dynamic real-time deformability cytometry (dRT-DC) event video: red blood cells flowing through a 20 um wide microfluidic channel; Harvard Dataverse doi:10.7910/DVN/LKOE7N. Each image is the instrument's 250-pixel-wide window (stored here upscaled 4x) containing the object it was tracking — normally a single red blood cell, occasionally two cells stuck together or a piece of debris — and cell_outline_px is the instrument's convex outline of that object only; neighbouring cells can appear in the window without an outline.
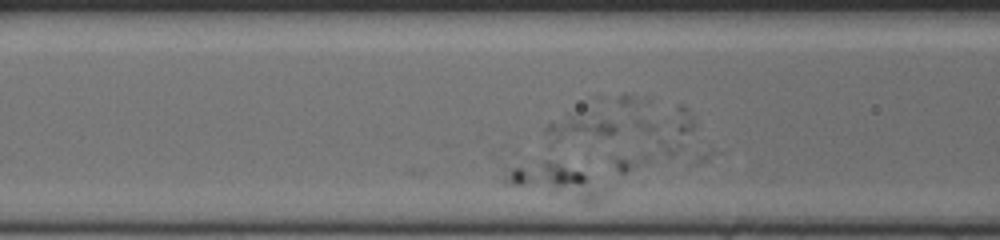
{"species": "human", "species_latin": "Homo sapiens", "temperature_condition": "cold", "stored_images_in_passage": 47, "camera_frame_rate_fps": 3000, "um_per_image_px": 0.085, "donor": {"sex": "female"}, "frame": {"image": 1, "passage_image": 8, "time_ms": 2.333, "image_size_px": [1000, 240], "cell_outline_px": [[616, 132], [608, 192], [596, 204], [588, 204], [516, 184], [504, 180], [508, 172], [544, 128], [548, 124], [568, 116], [592, 112], [616, 124]], "centroid_in_image_um": [48.41, 13.51], "position_along_channel_um": 118.2, "area_um2": 49.71}}
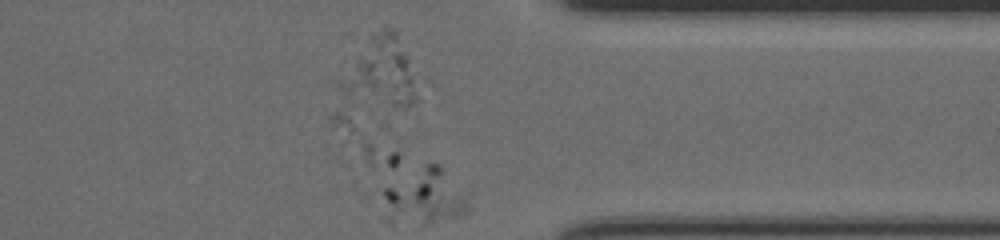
{"frame": {"image": 2, "passage_image": 34, "time_ms": 11.0, "image_size_px": [1000, 240], "cell_outline_px": [[472, 208], [468, 212], [456, 216], [424, 224], [388, 224], [380, 216], [380, 192], [384, 188], [424, 164], [440, 164]], "centroid_in_image_um": [35.89, 16.81], "position_along_channel_um": 375.5, "area_um2": 28.15}}
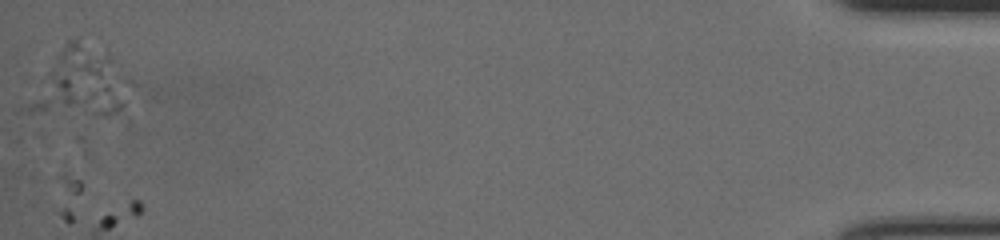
{"frame": {"image": 3, "passage_image": 47, "time_ms": 15.333, "image_size_px": [1000, 240], "cell_outline_px": [[136, 84], [120, 116], [92, 116], [16, 112], [56, 56], [68, 40], [76, 40], [108, 56]], "centroid_in_image_um": [6.83, 7.22], "position_along_channel_um": 428.4, "area_um2": 41.62}}